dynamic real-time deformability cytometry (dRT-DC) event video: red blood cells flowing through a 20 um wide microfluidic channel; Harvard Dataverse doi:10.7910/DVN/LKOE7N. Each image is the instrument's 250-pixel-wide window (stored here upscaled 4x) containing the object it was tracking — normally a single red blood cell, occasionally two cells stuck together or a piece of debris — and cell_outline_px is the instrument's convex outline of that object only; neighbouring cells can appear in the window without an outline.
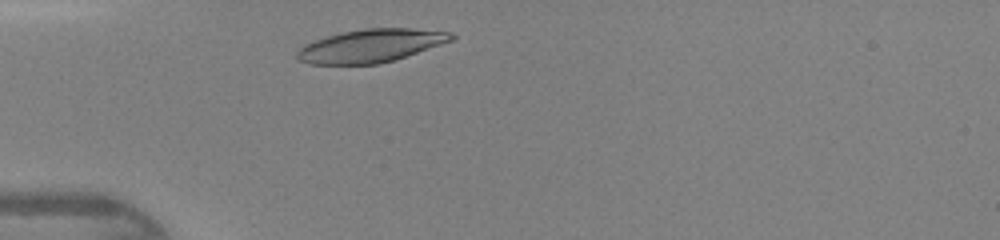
{"species": "human", "species_latin": "Homo sapiens", "temperature_condition": "warm", "stored_images_in_passage": 27, "camera_frame_rate_fps": 3000, "um_per_image_px": 0.085, "donor": {"sex": "female"}, "frame": {"image": 1, "passage_image": 3, "time_ms": 0.667, "image_size_px": [1000, 240], "cell_outline_px": [[456, 36], [452, 40], [396, 60], [380, 64], [312, 64], [300, 60], [296, 56], [296, 52], [304, 44], [328, 36], [344, 32], [364, 28], [412, 28], [452, 32]], "centroid_in_image_um": [31.55, 3.89], "position_along_channel_um": 53.5, "area_um2": 29.65}}
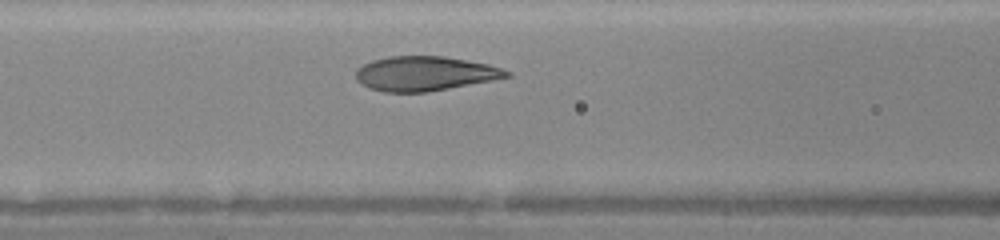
{"frame": {"image": 2, "passage_image": 9, "time_ms": 2.667, "image_size_px": [1000, 240], "cell_outline_px": [[512, 76], [492, 80], [448, 88], [424, 92], [384, 92], [368, 88], [360, 84], [356, 80], [356, 68], [372, 60], [388, 56], [444, 56], [488, 64], [512, 72]], "centroid_in_image_um": [36.07, 6.25], "position_along_channel_um": 130.5, "area_um2": 30.29}}
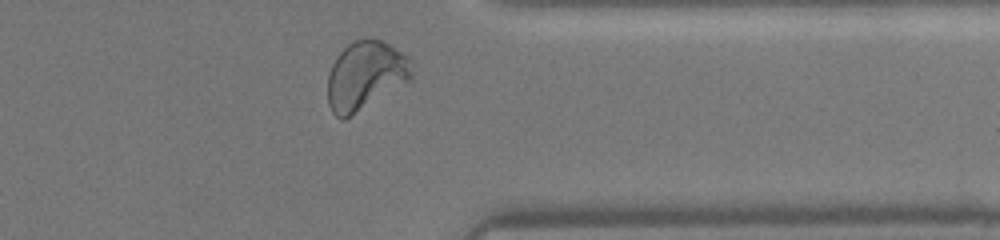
{"frame": {"image": 3, "passage_image": 26, "time_ms": 8.333, "image_size_px": [1000, 240], "cell_outline_px": [[412, 80], [344, 120], [340, 120], [332, 112], [328, 104], [328, 76], [332, 64], [336, 56], [348, 44], [364, 36], [368, 36], [380, 40], [388, 44], [408, 56], [412, 76]], "centroid_in_image_um": [31.05, 6.42], "position_along_channel_um": 380.4, "area_um2": 33.81}}